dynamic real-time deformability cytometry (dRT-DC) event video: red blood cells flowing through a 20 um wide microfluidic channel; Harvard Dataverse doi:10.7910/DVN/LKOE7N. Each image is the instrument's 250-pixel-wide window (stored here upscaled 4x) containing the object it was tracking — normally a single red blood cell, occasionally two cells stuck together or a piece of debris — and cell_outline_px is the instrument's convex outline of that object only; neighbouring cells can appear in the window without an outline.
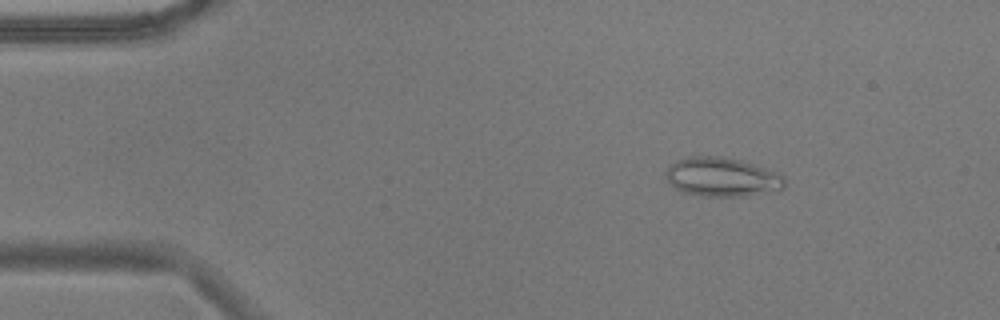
{"species": "common noctule bat (a hibernating species)", "species_latin": "Nyctalus noctula", "temperature_condition": "warm", "stored_images_in_passage": 54, "camera_frame_rate_fps": 3000, "um_per_image_px": 0.085, "animal": {"sex": "male", "body_mass_g": 17.9}, "frame": {"image": 1, "passage_image": 8, "time_ms": 2.333, "image_size_px": [1000, 320], "cell_outline_px": [[784, 188], [744, 196], [704, 196], [680, 192], [664, 176], [664, 172], [676, 160], [688, 156], [724, 156], [740, 160], [780, 172], [784, 176]], "centroid_in_image_um": [61.35, 15.03], "position_along_channel_um": 23.6, "area_um2": 27.11}}
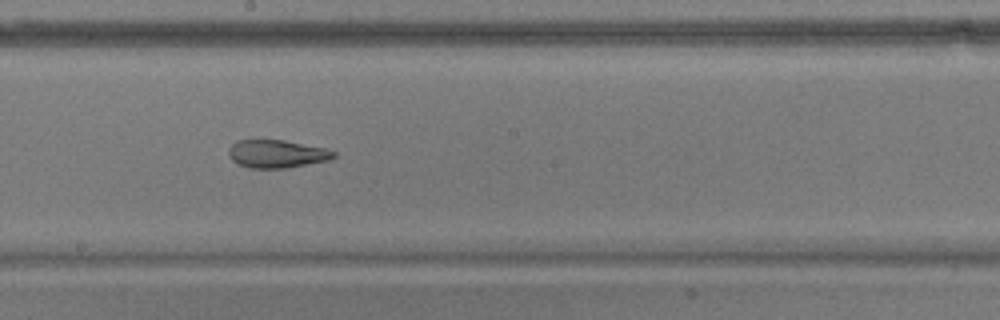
{"frame": {"image": 2, "passage_image": 30, "time_ms": 9.667, "image_size_px": [1000, 320], "cell_outline_px": [[336, 156], [328, 160], [284, 168], [248, 168], [232, 160], [228, 156], [228, 152], [232, 144], [236, 140], [284, 140], [324, 148], [336, 152]], "centroid_in_image_um": [23.5, 13.07], "position_along_channel_um": 224.7, "area_um2": 16.94}}
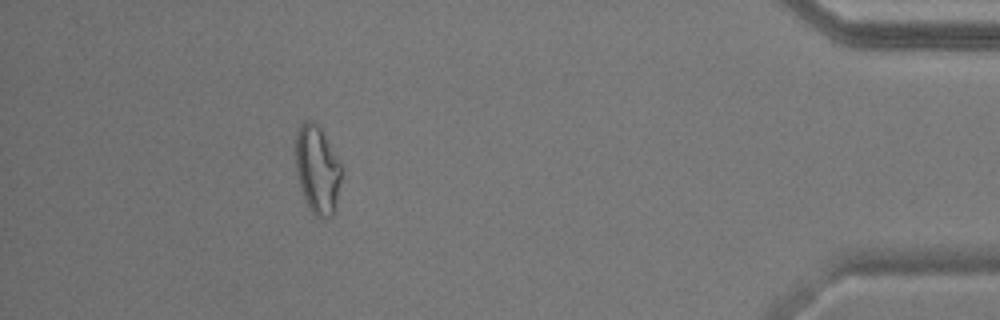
{"frame": {"image": 3, "passage_image": 49, "time_ms": 16.0, "image_size_px": [1000, 320], "cell_outline_px": [[340, 180], [332, 216], [316, 216], [308, 208], [304, 200], [300, 188], [296, 172], [296, 132], [300, 124], [304, 120], [312, 120], [320, 128], [340, 164]], "centroid_in_image_um": [26.92, 14.39], "position_along_channel_um": 408.3, "area_um2": 22.95}, "authors_computed_cell_mechanics": {"area_um2": 22.1374, "velocity_mm_per_s": 3.726, "shape_relaxation_time_tau1_ms": null, "shape_relaxation_time_tau2_ms": 2.5245, "deformation_change_tau1": null, "deformation_change_tau2": 0.1115}}